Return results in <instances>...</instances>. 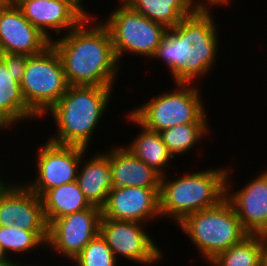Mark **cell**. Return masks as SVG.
Wrapping results in <instances>:
<instances>
[{
	"label": "cell",
	"instance_id": "6da1fadb",
	"mask_svg": "<svg viewBox=\"0 0 267 266\" xmlns=\"http://www.w3.org/2000/svg\"><path fill=\"white\" fill-rule=\"evenodd\" d=\"M210 9L198 7L189 17L168 29L152 56V59H163L174 84H192L198 77L207 76L215 66L218 26Z\"/></svg>",
	"mask_w": 267,
	"mask_h": 266
},
{
	"label": "cell",
	"instance_id": "7a4b0ae2",
	"mask_svg": "<svg viewBox=\"0 0 267 266\" xmlns=\"http://www.w3.org/2000/svg\"><path fill=\"white\" fill-rule=\"evenodd\" d=\"M91 15L51 44L61 57L68 85L114 87L120 63L108 29L102 20L96 25Z\"/></svg>",
	"mask_w": 267,
	"mask_h": 266
},
{
	"label": "cell",
	"instance_id": "3957f363",
	"mask_svg": "<svg viewBox=\"0 0 267 266\" xmlns=\"http://www.w3.org/2000/svg\"><path fill=\"white\" fill-rule=\"evenodd\" d=\"M113 87L68 86L46 113L54 118L56 134L48 140L59 145L88 149L96 127L110 103ZM57 135V136H56Z\"/></svg>",
	"mask_w": 267,
	"mask_h": 266
},
{
	"label": "cell",
	"instance_id": "277c9868",
	"mask_svg": "<svg viewBox=\"0 0 267 266\" xmlns=\"http://www.w3.org/2000/svg\"><path fill=\"white\" fill-rule=\"evenodd\" d=\"M228 169L215 168L187 173L174 180L160 179V216L179 224L197 211L217 206L226 198Z\"/></svg>",
	"mask_w": 267,
	"mask_h": 266
},
{
	"label": "cell",
	"instance_id": "5b68a950",
	"mask_svg": "<svg viewBox=\"0 0 267 266\" xmlns=\"http://www.w3.org/2000/svg\"><path fill=\"white\" fill-rule=\"evenodd\" d=\"M178 225L207 263L249 235L226 198L215 207L188 215Z\"/></svg>",
	"mask_w": 267,
	"mask_h": 266
},
{
	"label": "cell",
	"instance_id": "8992f818",
	"mask_svg": "<svg viewBox=\"0 0 267 266\" xmlns=\"http://www.w3.org/2000/svg\"><path fill=\"white\" fill-rule=\"evenodd\" d=\"M175 86L172 92L164 90L129 113L145 128L158 133L175 125L207 123L201 89L195 83H177Z\"/></svg>",
	"mask_w": 267,
	"mask_h": 266
},
{
	"label": "cell",
	"instance_id": "52a82bcc",
	"mask_svg": "<svg viewBox=\"0 0 267 266\" xmlns=\"http://www.w3.org/2000/svg\"><path fill=\"white\" fill-rule=\"evenodd\" d=\"M68 86L61 57L52 44L42 53L28 56L20 87L27 106L38 118H44Z\"/></svg>",
	"mask_w": 267,
	"mask_h": 266
},
{
	"label": "cell",
	"instance_id": "ba28073f",
	"mask_svg": "<svg viewBox=\"0 0 267 266\" xmlns=\"http://www.w3.org/2000/svg\"><path fill=\"white\" fill-rule=\"evenodd\" d=\"M120 1V7L109 14L107 21L102 22L110 33L118 63L128 52L151 59L168 29Z\"/></svg>",
	"mask_w": 267,
	"mask_h": 266
},
{
	"label": "cell",
	"instance_id": "9c48e42d",
	"mask_svg": "<svg viewBox=\"0 0 267 266\" xmlns=\"http://www.w3.org/2000/svg\"><path fill=\"white\" fill-rule=\"evenodd\" d=\"M143 225V223L113 220L101 216L99 234L117 260L122 256L128 261L152 266L163 259L162 249L156 245L149 233H146Z\"/></svg>",
	"mask_w": 267,
	"mask_h": 266
},
{
	"label": "cell",
	"instance_id": "30bf717a",
	"mask_svg": "<svg viewBox=\"0 0 267 266\" xmlns=\"http://www.w3.org/2000/svg\"><path fill=\"white\" fill-rule=\"evenodd\" d=\"M86 148L59 145L49 140L36 153V179L24 184L39 197L48 190L76 181L79 164Z\"/></svg>",
	"mask_w": 267,
	"mask_h": 266
},
{
	"label": "cell",
	"instance_id": "8fae6325",
	"mask_svg": "<svg viewBox=\"0 0 267 266\" xmlns=\"http://www.w3.org/2000/svg\"><path fill=\"white\" fill-rule=\"evenodd\" d=\"M101 216V208L92 206L53 220L48 225L46 247L73 260L99 234Z\"/></svg>",
	"mask_w": 267,
	"mask_h": 266
},
{
	"label": "cell",
	"instance_id": "7c38bea8",
	"mask_svg": "<svg viewBox=\"0 0 267 266\" xmlns=\"http://www.w3.org/2000/svg\"><path fill=\"white\" fill-rule=\"evenodd\" d=\"M160 187H113L101 208L103 218L143 223L160 216Z\"/></svg>",
	"mask_w": 267,
	"mask_h": 266
},
{
	"label": "cell",
	"instance_id": "4fadbf2b",
	"mask_svg": "<svg viewBox=\"0 0 267 266\" xmlns=\"http://www.w3.org/2000/svg\"><path fill=\"white\" fill-rule=\"evenodd\" d=\"M23 16L50 41L60 32L73 30L88 16L73 0H13ZM49 29V30H48Z\"/></svg>",
	"mask_w": 267,
	"mask_h": 266
},
{
	"label": "cell",
	"instance_id": "5bb4252c",
	"mask_svg": "<svg viewBox=\"0 0 267 266\" xmlns=\"http://www.w3.org/2000/svg\"><path fill=\"white\" fill-rule=\"evenodd\" d=\"M230 172L226 179V199L233 205L245 231L263 236L267 231V170L233 192Z\"/></svg>",
	"mask_w": 267,
	"mask_h": 266
},
{
	"label": "cell",
	"instance_id": "9a60e30c",
	"mask_svg": "<svg viewBox=\"0 0 267 266\" xmlns=\"http://www.w3.org/2000/svg\"><path fill=\"white\" fill-rule=\"evenodd\" d=\"M51 41L13 4L0 10V54L36 55Z\"/></svg>",
	"mask_w": 267,
	"mask_h": 266
},
{
	"label": "cell",
	"instance_id": "2e32d148",
	"mask_svg": "<svg viewBox=\"0 0 267 266\" xmlns=\"http://www.w3.org/2000/svg\"><path fill=\"white\" fill-rule=\"evenodd\" d=\"M104 154L109 158L113 187H160L161 176L126 147H112Z\"/></svg>",
	"mask_w": 267,
	"mask_h": 266
},
{
	"label": "cell",
	"instance_id": "e0dca14e",
	"mask_svg": "<svg viewBox=\"0 0 267 266\" xmlns=\"http://www.w3.org/2000/svg\"><path fill=\"white\" fill-rule=\"evenodd\" d=\"M85 155L86 152L82 155L76 182L88 202L92 206L102 208L113 188L109 158L101 152L84 161Z\"/></svg>",
	"mask_w": 267,
	"mask_h": 266
},
{
	"label": "cell",
	"instance_id": "ac0fdd59",
	"mask_svg": "<svg viewBox=\"0 0 267 266\" xmlns=\"http://www.w3.org/2000/svg\"><path fill=\"white\" fill-rule=\"evenodd\" d=\"M37 117L24 100L20 82L13 78L0 58V129L5 131L21 120Z\"/></svg>",
	"mask_w": 267,
	"mask_h": 266
},
{
	"label": "cell",
	"instance_id": "d6986e66",
	"mask_svg": "<svg viewBox=\"0 0 267 266\" xmlns=\"http://www.w3.org/2000/svg\"><path fill=\"white\" fill-rule=\"evenodd\" d=\"M132 9L153 22L173 28L189 17L202 0H123Z\"/></svg>",
	"mask_w": 267,
	"mask_h": 266
},
{
	"label": "cell",
	"instance_id": "ffe728a7",
	"mask_svg": "<svg viewBox=\"0 0 267 266\" xmlns=\"http://www.w3.org/2000/svg\"><path fill=\"white\" fill-rule=\"evenodd\" d=\"M128 121L139 125L142 130L126 148L147 166L156 171L161 177L167 175L165 166L174 158L163 143L161 135L153 130L145 128L130 113Z\"/></svg>",
	"mask_w": 267,
	"mask_h": 266
},
{
	"label": "cell",
	"instance_id": "44dd1931",
	"mask_svg": "<svg viewBox=\"0 0 267 266\" xmlns=\"http://www.w3.org/2000/svg\"><path fill=\"white\" fill-rule=\"evenodd\" d=\"M41 199L47 225L55 219L92 207L76 181L48 190Z\"/></svg>",
	"mask_w": 267,
	"mask_h": 266
},
{
	"label": "cell",
	"instance_id": "7402d4cb",
	"mask_svg": "<svg viewBox=\"0 0 267 266\" xmlns=\"http://www.w3.org/2000/svg\"><path fill=\"white\" fill-rule=\"evenodd\" d=\"M266 246L262 235H248L242 241L219 253L210 266H262Z\"/></svg>",
	"mask_w": 267,
	"mask_h": 266
},
{
	"label": "cell",
	"instance_id": "603a6c76",
	"mask_svg": "<svg viewBox=\"0 0 267 266\" xmlns=\"http://www.w3.org/2000/svg\"><path fill=\"white\" fill-rule=\"evenodd\" d=\"M20 184V185H19ZM17 184V214L14 226L32 232H48L42 199L25 184Z\"/></svg>",
	"mask_w": 267,
	"mask_h": 266
},
{
	"label": "cell",
	"instance_id": "cb8c5ba5",
	"mask_svg": "<svg viewBox=\"0 0 267 266\" xmlns=\"http://www.w3.org/2000/svg\"><path fill=\"white\" fill-rule=\"evenodd\" d=\"M209 123H187L175 125L159 132L163 143L173 157L189 152L191 148L207 136ZM176 154V155H175Z\"/></svg>",
	"mask_w": 267,
	"mask_h": 266
},
{
	"label": "cell",
	"instance_id": "d4e9b609",
	"mask_svg": "<svg viewBox=\"0 0 267 266\" xmlns=\"http://www.w3.org/2000/svg\"><path fill=\"white\" fill-rule=\"evenodd\" d=\"M48 232H32L26 231L16 226L0 227V244L9 253H28L33 248L42 247L47 244Z\"/></svg>",
	"mask_w": 267,
	"mask_h": 266
},
{
	"label": "cell",
	"instance_id": "484cf974",
	"mask_svg": "<svg viewBox=\"0 0 267 266\" xmlns=\"http://www.w3.org/2000/svg\"><path fill=\"white\" fill-rule=\"evenodd\" d=\"M77 266H117V259L112 250L98 234L72 260Z\"/></svg>",
	"mask_w": 267,
	"mask_h": 266
},
{
	"label": "cell",
	"instance_id": "4316f807",
	"mask_svg": "<svg viewBox=\"0 0 267 266\" xmlns=\"http://www.w3.org/2000/svg\"><path fill=\"white\" fill-rule=\"evenodd\" d=\"M17 214V185L7 182L0 190V227L13 226Z\"/></svg>",
	"mask_w": 267,
	"mask_h": 266
},
{
	"label": "cell",
	"instance_id": "83f0119b",
	"mask_svg": "<svg viewBox=\"0 0 267 266\" xmlns=\"http://www.w3.org/2000/svg\"><path fill=\"white\" fill-rule=\"evenodd\" d=\"M0 58L5 63L13 78L20 82L25 71L28 55L0 54Z\"/></svg>",
	"mask_w": 267,
	"mask_h": 266
},
{
	"label": "cell",
	"instance_id": "f1b7e54d",
	"mask_svg": "<svg viewBox=\"0 0 267 266\" xmlns=\"http://www.w3.org/2000/svg\"><path fill=\"white\" fill-rule=\"evenodd\" d=\"M205 1V2H204ZM231 0H203V2H200V7H210L211 6H224V5H229Z\"/></svg>",
	"mask_w": 267,
	"mask_h": 266
},
{
	"label": "cell",
	"instance_id": "f546056e",
	"mask_svg": "<svg viewBox=\"0 0 267 266\" xmlns=\"http://www.w3.org/2000/svg\"><path fill=\"white\" fill-rule=\"evenodd\" d=\"M14 4L13 0H0V10L10 7Z\"/></svg>",
	"mask_w": 267,
	"mask_h": 266
},
{
	"label": "cell",
	"instance_id": "4dcf8cb0",
	"mask_svg": "<svg viewBox=\"0 0 267 266\" xmlns=\"http://www.w3.org/2000/svg\"><path fill=\"white\" fill-rule=\"evenodd\" d=\"M21 263L8 259L7 261L0 262V266H20Z\"/></svg>",
	"mask_w": 267,
	"mask_h": 266
},
{
	"label": "cell",
	"instance_id": "1f68e13d",
	"mask_svg": "<svg viewBox=\"0 0 267 266\" xmlns=\"http://www.w3.org/2000/svg\"><path fill=\"white\" fill-rule=\"evenodd\" d=\"M10 256H8L5 252V250L3 249V247L1 246L0 244V262H3V261H7L8 259H11L9 258Z\"/></svg>",
	"mask_w": 267,
	"mask_h": 266
},
{
	"label": "cell",
	"instance_id": "d6a6232c",
	"mask_svg": "<svg viewBox=\"0 0 267 266\" xmlns=\"http://www.w3.org/2000/svg\"><path fill=\"white\" fill-rule=\"evenodd\" d=\"M262 266H267V245L264 247L262 253Z\"/></svg>",
	"mask_w": 267,
	"mask_h": 266
},
{
	"label": "cell",
	"instance_id": "836d02e7",
	"mask_svg": "<svg viewBox=\"0 0 267 266\" xmlns=\"http://www.w3.org/2000/svg\"><path fill=\"white\" fill-rule=\"evenodd\" d=\"M87 15H89L90 13L87 12L84 8V5H83V0H73Z\"/></svg>",
	"mask_w": 267,
	"mask_h": 266
},
{
	"label": "cell",
	"instance_id": "e575fe53",
	"mask_svg": "<svg viewBox=\"0 0 267 266\" xmlns=\"http://www.w3.org/2000/svg\"><path fill=\"white\" fill-rule=\"evenodd\" d=\"M1 175V174H0ZM4 180L1 179V176H0V190L7 184L6 182H4Z\"/></svg>",
	"mask_w": 267,
	"mask_h": 266
},
{
	"label": "cell",
	"instance_id": "d590c367",
	"mask_svg": "<svg viewBox=\"0 0 267 266\" xmlns=\"http://www.w3.org/2000/svg\"><path fill=\"white\" fill-rule=\"evenodd\" d=\"M263 238L265 240V244L267 245V231L263 234Z\"/></svg>",
	"mask_w": 267,
	"mask_h": 266
}]
</instances>
